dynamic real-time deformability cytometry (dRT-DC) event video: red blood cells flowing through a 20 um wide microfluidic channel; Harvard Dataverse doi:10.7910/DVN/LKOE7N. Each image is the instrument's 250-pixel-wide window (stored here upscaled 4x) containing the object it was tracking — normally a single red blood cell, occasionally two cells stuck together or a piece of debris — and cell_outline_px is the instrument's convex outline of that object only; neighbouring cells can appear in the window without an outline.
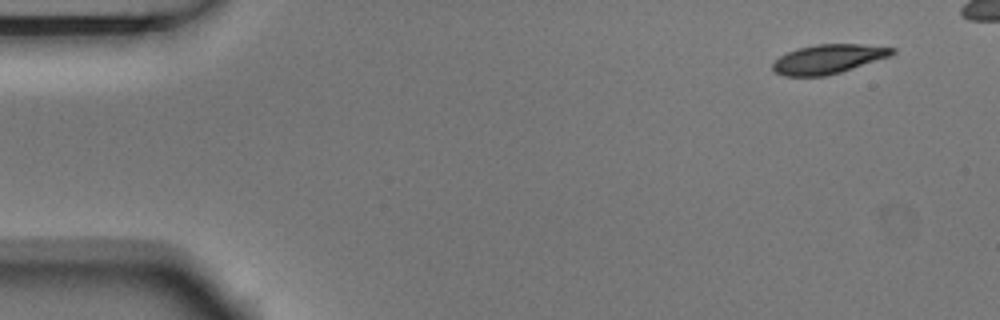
{"species": "Egyptian fruit bat (a non-hibernating species)", "species_latin": "Rousettus aegyptiacus", "temperature_condition": "room temperature", "stored_images_in_passage": 5, "camera_frame_rate_fps": 3000, "um_per_image_px": 0.085, "animal": {"sex": "male"}, "frame": {"image": 1, "passage_image": 1, "time_ms": 0.0, "image_size_px": [1000, 320], "cell_outline_px": [[896, 52], [892, 56], [840, 72], [824, 76], [784, 76], [776, 72], [772, 68], [772, 64], [780, 56], [796, 48], [816, 44], [860, 44], [896, 48]], "centroid_in_image_um": [70.43, 5.01], "position_along_channel_um": 14.6, "area_um2": 20.35}}